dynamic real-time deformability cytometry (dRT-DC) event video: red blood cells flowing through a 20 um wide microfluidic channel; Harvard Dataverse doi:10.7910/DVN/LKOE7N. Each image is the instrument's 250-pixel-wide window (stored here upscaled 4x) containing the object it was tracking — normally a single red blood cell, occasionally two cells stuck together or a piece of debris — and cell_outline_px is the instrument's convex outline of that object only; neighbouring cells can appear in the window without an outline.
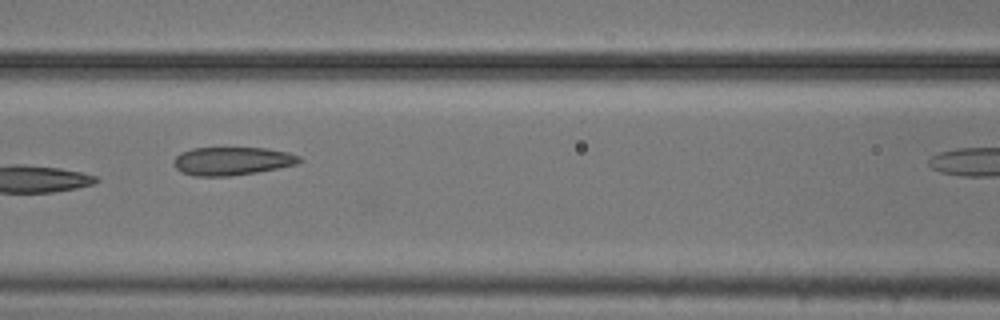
{"species": "common noctule bat (a hibernating species)", "species_latin": "Nyctalus noctula", "temperature_condition": "cold", "stored_images_in_passage": 8, "camera_frame_rate_fps": 3000, "um_per_image_px": 0.085, "animal": {"sex": "male", "body_mass_g": 20.5, "forearm_length_mm": 52.5}, "frame": {"image": 1, "passage_image": 7, "time_ms": 2.0, "image_size_px": [1000, 320], "cell_outline_px": [[304, 160], [296, 164], [256, 172], [228, 176], [192, 176], [180, 172], [172, 164], [172, 160], [180, 152], [192, 148], [268, 148], [288, 152], [300, 156]], "centroid_in_image_um": [19.69, 13.68], "position_along_channel_um": 146.9, "area_um2": 20.81}}